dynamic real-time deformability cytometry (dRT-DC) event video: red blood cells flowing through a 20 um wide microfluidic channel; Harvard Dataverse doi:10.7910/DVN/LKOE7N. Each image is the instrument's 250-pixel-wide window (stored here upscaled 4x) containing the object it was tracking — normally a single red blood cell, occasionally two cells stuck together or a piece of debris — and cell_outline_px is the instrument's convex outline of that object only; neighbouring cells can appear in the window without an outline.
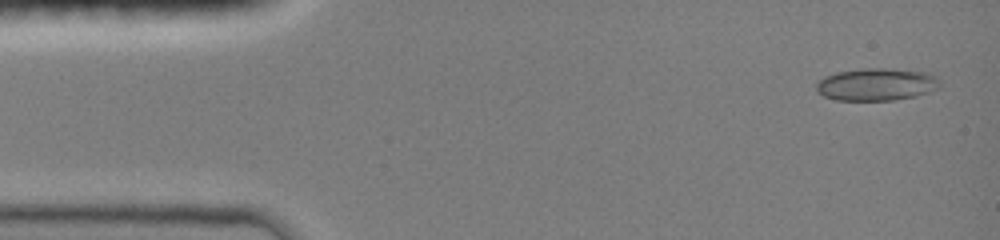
{"species": "common noctule bat (a hibernating species)", "species_latin": "Nyctalus noctula", "temperature_condition": "room temperature", "stored_images_in_passage": 31, "camera_frame_rate_fps": 3000, "um_per_image_px": 0.085, "animal": {"sex": "female", "body_mass_g": 19.0, "forearm_length_mm": 51.5}, "frame": {"image": 1, "passage_image": 3, "time_ms": 0.333, "image_size_px": [1000, 240], "cell_outline_px": [[940, 88], [916, 96], [896, 100], [836, 100], [824, 96], [816, 92], [816, 84], [824, 76], [836, 72], [860, 68], [892, 68], [928, 72], [936, 76], [940, 80]], "centroid_in_image_um": [74.52, 7.16], "position_along_channel_um": 10.5, "area_um2": 23.76}}
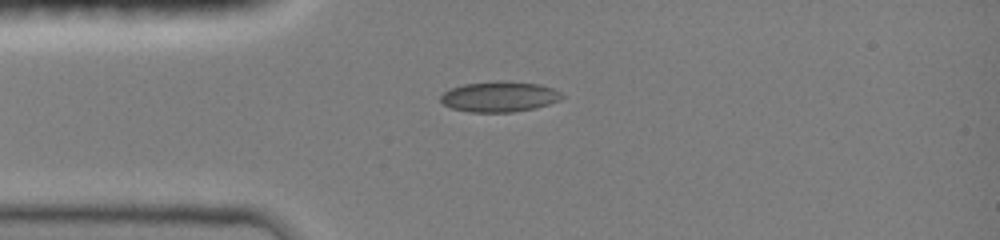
{"frame": {"image": 2, "passage_image": 22, "time_ms": 3.333, "image_size_px": [1000, 240], "cell_outline_px": [[568, 96], [560, 100], [536, 108], [512, 112], [468, 112], [452, 108], [444, 104], [440, 100], [440, 96], [444, 92], [452, 88], [464, 84], [496, 80], [540, 84], [552, 88]], "centroid_in_image_um": [42.48, 8.21], "position_along_channel_um": 42.5, "area_um2": 21.68}}